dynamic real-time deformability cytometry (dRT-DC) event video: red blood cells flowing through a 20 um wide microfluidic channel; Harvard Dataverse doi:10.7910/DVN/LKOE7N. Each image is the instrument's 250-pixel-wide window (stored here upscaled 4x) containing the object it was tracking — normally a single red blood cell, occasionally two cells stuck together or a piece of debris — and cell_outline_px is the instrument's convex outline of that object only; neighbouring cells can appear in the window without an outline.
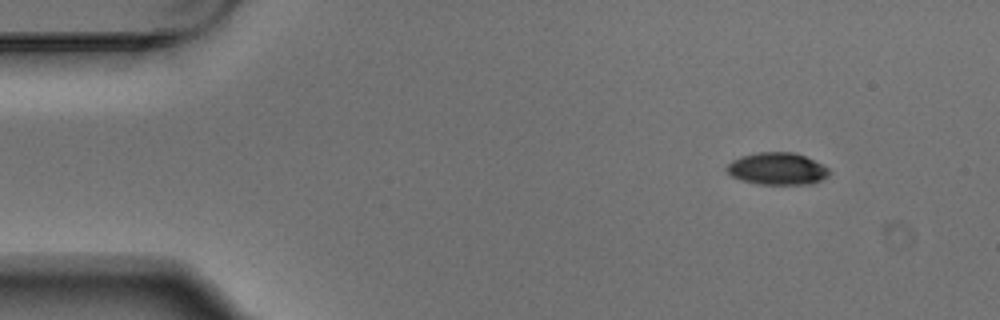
{"species": "Egyptian fruit bat (a non-hibernating species)", "species_latin": "Rousettus aegyptiacus", "temperature_condition": "warm", "stored_images_in_passage": 5, "camera_frame_rate_fps": 3000, "um_per_image_px": 0.085, "animal": {"sex": "male"}, "frame": {"image": 1, "passage_image": 1, "time_ms": 0.0, "image_size_px": [1000, 320], "cell_outline_px": [[828, 172], [820, 180], [812, 184], [756, 184], [740, 180], [732, 176], [724, 168], [732, 160], [740, 156], [756, 152], [792, 152], [804, 156], [828, 168]], "centroid_in_image_um": [65.98, 14.34], "position_along_channel_um": 19.0, "area_um2": 19.02}}
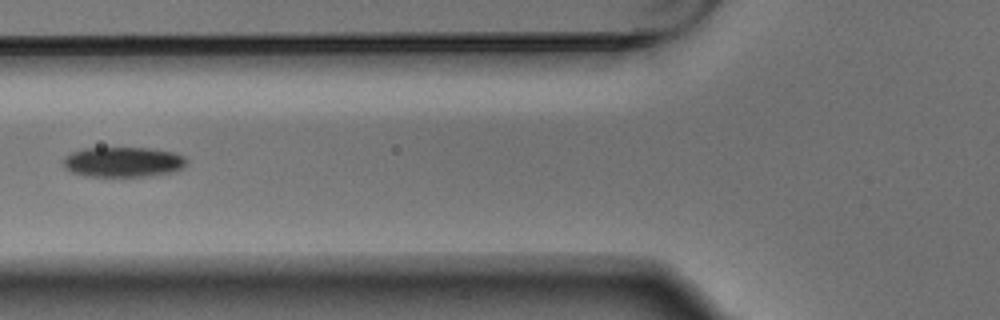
{"frame": {"image": 2, "passage_image": 5, "time_ms": 1.333, "image_size_px": [1000, 320], "cell_outline_px": [[188, 160], [184, 168], [168, 172], [148, 176], [84, 176], [72, 172], [64, 168], [64, 156], [72, 152], [84, 148], [148, 148], [172, 152], [184, 156]], "centroid_in_image_um": [10.45, 13.76], "position_along_channel_um": 115.4, "area_um2": 21.56}}